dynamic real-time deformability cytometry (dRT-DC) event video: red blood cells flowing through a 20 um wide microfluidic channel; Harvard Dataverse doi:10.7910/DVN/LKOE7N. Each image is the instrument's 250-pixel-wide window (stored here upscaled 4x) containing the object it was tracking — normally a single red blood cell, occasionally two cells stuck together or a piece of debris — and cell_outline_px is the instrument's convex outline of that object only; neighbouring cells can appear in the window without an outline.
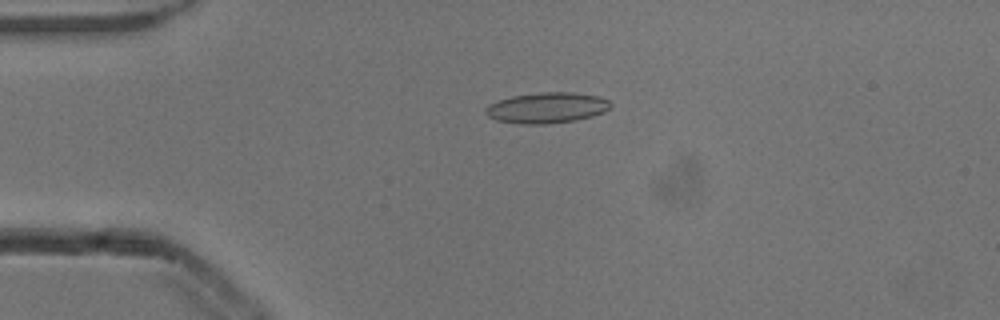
{"species": "common noctule bat (a hibernating species)", "species_latin": "Nyctalus noctula", "temperature_condition": "cold", "stored_images_in_passage": 49, "camera_frame_rate_fps": 3000, "um_per_image_px": 0.085, "animal": {"sex": "male", "body_mass_g": 13.3}, "frame": {"image": 1, "passage_image": 9, "time_ms": 2.667, "image_size_px": [1000, 320], "cell_outline_px": [[612, 104], [604, 112], [592, 116], [576, 120], [544, 124], [520, 124], [496, 120], [488, 116], [484, 112], [484, 108], [488, 104], [512, 96], [540, 92], [572, 92], [600, 96], [608, 100]], "centroid_in_image_um": [46.47, 9.16], "position_along_channel_um": 38.5, "area_um2": 22.43}}
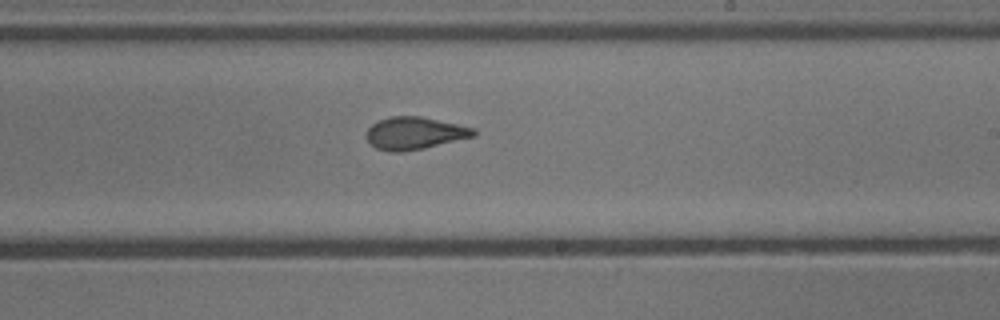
{"frame": {"image": 2, "passage_image": 28, "time_ms": 9.0, "image_size_px": [1000, 320], "cell_outline_px": [[476, 136], [424, 148], [404, 152], [388, 152], [376, 148], [364, 136], [368, 128], [376, 120], [392, 116], [420, 116], [476, 128]], "centroid_in_image_um": [35.23, 11.32], "position_along_channel_um": 253.8, "area_um2": 20.46}}
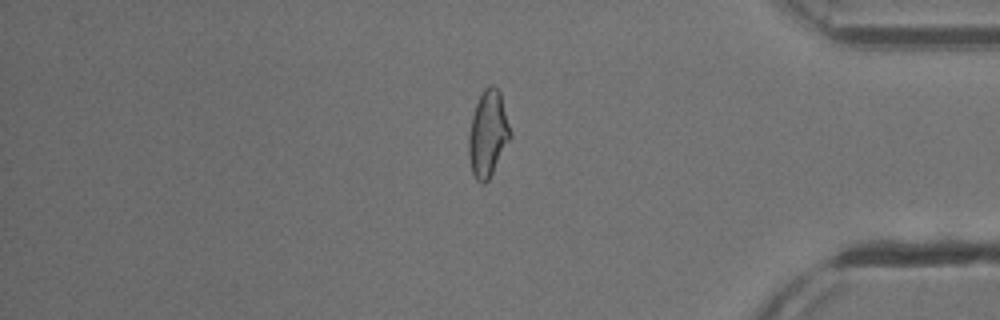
{"frame": {"image": 3, "passage_image": 41, "time_ms": 13.333, "image_size_px": [1000, 320], "cell_outline_px": [[512, 136], [488, 180], [484, 184], [480, 184], [476, 180], [472, 172], [468, 152], [468, 136], [472, 116], [476, 104], [484, 88], [488, 84], [492, 84], [500, 92], [512, 132]], "centroid_in_image_um": [41.48, 11.37], "position_along_channel_um": 393.7, "area_um2": 20.92}, "authors_computed_cell_mechanics": {"area_um2": 20.808, "velocity_mm_per_s": 3.8851, "shape_relaxation_time_tau1_ms": null, "shape_relaxation_time_tau2_ms": 1.3965, "deformation_change_tau1": null, "deformation_change_tau2": 0.0837}}